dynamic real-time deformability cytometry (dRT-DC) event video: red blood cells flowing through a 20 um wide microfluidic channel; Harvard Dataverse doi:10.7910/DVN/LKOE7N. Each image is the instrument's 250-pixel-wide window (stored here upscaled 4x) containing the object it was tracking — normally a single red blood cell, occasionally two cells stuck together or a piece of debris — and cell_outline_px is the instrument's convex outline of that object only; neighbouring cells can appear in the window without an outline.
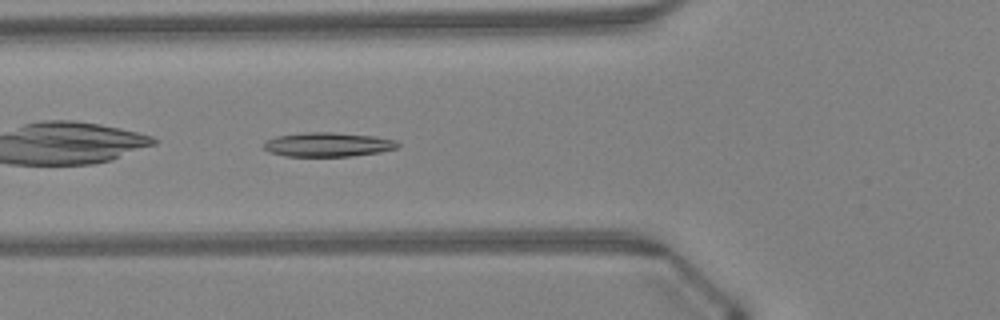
{"species": "Egyptian fruit bat (a non-hibernating species)", "species_latin": "Rousettus aegyptiacus", "temperature_condition": "warm", "stored_images_in_passage": 33, "camera_frame_rate_fps": 3000, "um_per_image_px": 0.085, "animal": {"sex": "female"}, "frame": {"image": 1, "passage_image": 3, "time_ms": 0.667, "image_size_px": [1000, 320], "cell_outline_px": [[400, 144], [396, 148], [380, 152], [352, 156], [284, 156], [268, 152], [264, 148], [264, 144], [268, 140], [276, 136], [304, 132], [332, 132], [372, 136], [396, 140]], "centroid_in_image_um": [27.86, 12.29], "position_along_channel_um": 97.9, "area_um2": 18.84}}
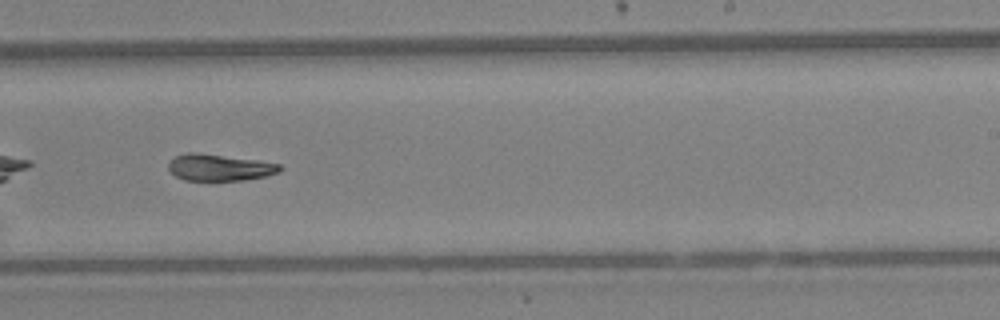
{"frame": {"image": 2, "passage_image": 15, "time_ms": 4.667, "image_size_px": [1000, 320], "cell_outline_px": [[284, 168], [280, 172], [264, 176], [244, 180], [184, 180], [176, 176], [168, 168], [168, 164], [176, 156], [184, 152], [196, 152], [256, 160], [280, 164]], "centroid_in_image_um": [18.66, 14.23], "position_along_channel_um": 270.3, "area_um2": 17.17}}
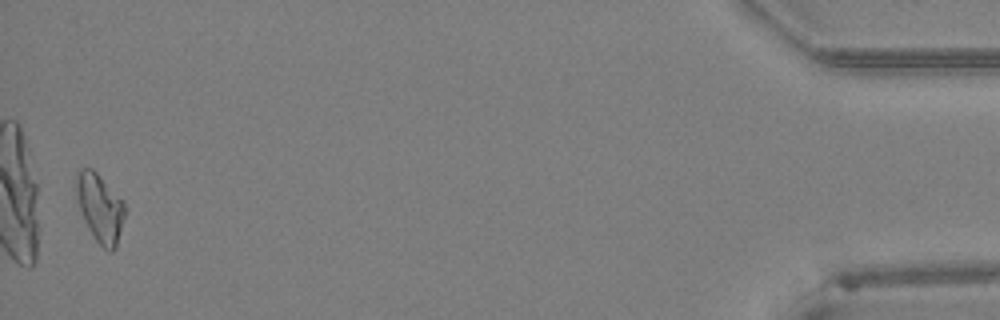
{"frame": {"image": 3, "passage_image": 32, "time_ms": 10.333, "image_size_px": [1000, 320], "cell_outline_px": [[124, 216], [116, 248], [112, 252], [108, 252], [96, 240], [84, 220], [76, 196], [76, 172], [80, 168], [92, 168], [124, 200]], "centroid_in_image_um": [8.5, 17.65], "position_along_channel_um": 426.7, "area_um2": 19.19}, "authors_computed_cell_mechanics": {"area_um2": 17.9758, "velocity_mm_per_s": 4.3255, "shape_relaxation_time_tau1_ms": null, "shape_relaxation_time_tau2_ms": 6.732, "deformation_change_tau1": null, "deformation_change_tau2": 0.151}}